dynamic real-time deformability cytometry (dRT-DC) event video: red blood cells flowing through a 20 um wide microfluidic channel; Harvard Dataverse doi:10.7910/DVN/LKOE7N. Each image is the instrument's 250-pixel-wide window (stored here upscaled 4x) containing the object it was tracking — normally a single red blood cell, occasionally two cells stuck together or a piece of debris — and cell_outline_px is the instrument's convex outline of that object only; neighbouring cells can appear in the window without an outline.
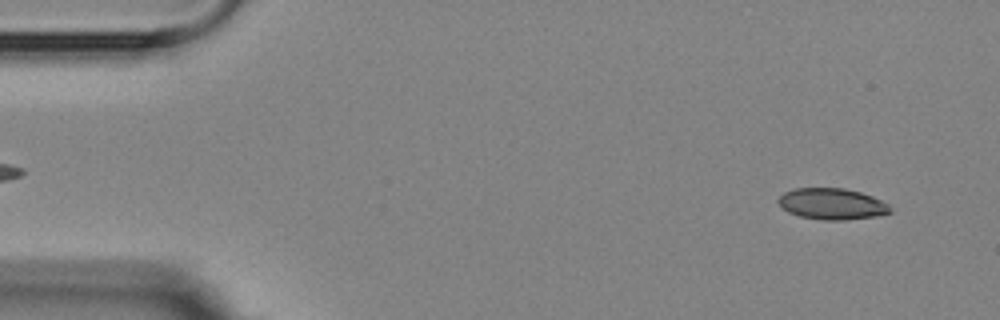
{"species": "Egyptian fruit bat (a non-hibernating species)", "species_latin": "Rousettus aegyptiacus", "temperature_condition": "room temperature", "stored_images_in_passage": 5, "camera_frame_rate_fps": 3000, "um_per_image_px": 0.085, "animal": {"sex": "female"}, "frame": {"image": 1, "passage_image": 1, "time_ms": 0.0, "image_size_px": [1000, 320], "cell_outline_px": [[892, 212], [876, 216], [844, 220], [824, 220], [800, 216], [788, 212], [776, 200], [784, 192], [796, 188], [844, 188], [860, 192], [872, 196], [888, 204], [892, 208]], "centroid_in_image_um": [70.73, 17.33], "position_along_channel_um": 14.3, "area_um2": 20.29}}
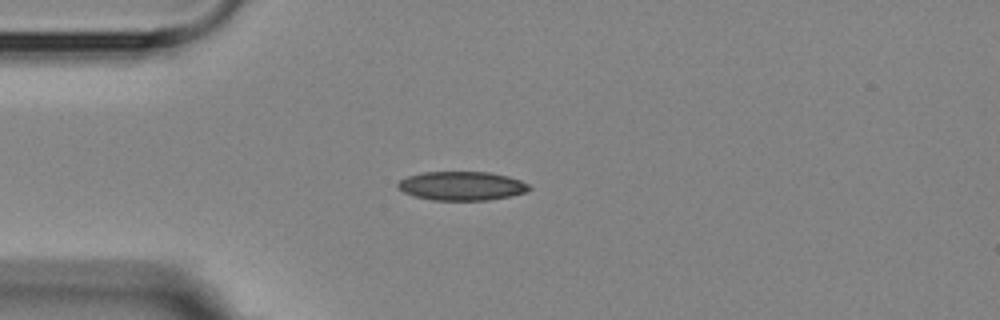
{"frame": {"image": 2, "passage_image": 4, "time_ms": 3.333, "image_size_px": [1000, 320], "cell_outline_px": [[532, 188], [528, 192], [512, 196], [488, 200], [432, 200], [416, 196], [404, 192], [396, 184], [400, 180], [408, 176], [424, 172], [488, 172], [508, 176], [520, 180], [528, 184]], "centroid_in_image_um": [39.3, 15.8], "position_along_channel_um": 45.7, "area_um2": 22.08}}
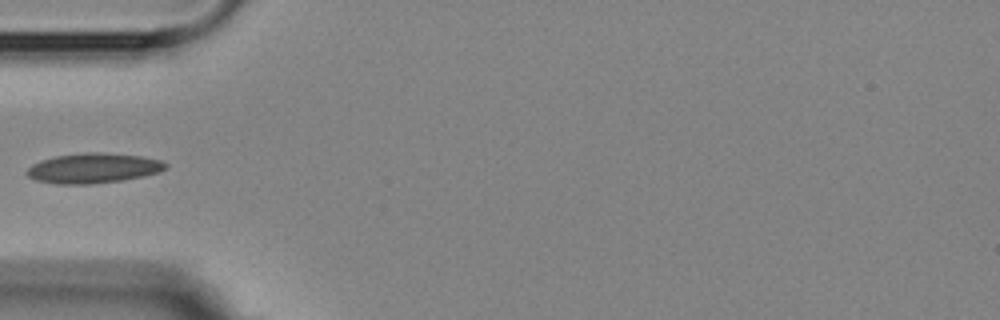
{"frame": {"image": 3, "passage_image": 5, "time_ms": 4.667, "image_size_px": [1000, 320], "cell_outline_px": [[168, 164], [160, 172], [144, 176], [124, 180], [92, 184], [56, 184], [36, 180], [28, 176], [24, 172], [32, 164], [56, 156], [92, 152], [140, 156], [160, 160]], "centroid_in_image_um": [7.92, 14.31], "position_along_channel_um": 77.1, "area_um2": 23.99}}